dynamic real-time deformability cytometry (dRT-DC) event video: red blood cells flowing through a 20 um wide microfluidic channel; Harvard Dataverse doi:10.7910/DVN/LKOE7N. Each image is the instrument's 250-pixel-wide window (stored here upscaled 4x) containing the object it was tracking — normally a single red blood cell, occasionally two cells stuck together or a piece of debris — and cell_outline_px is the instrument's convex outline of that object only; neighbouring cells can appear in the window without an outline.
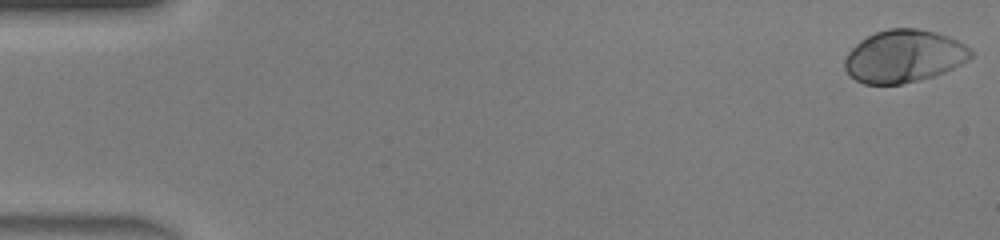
{"species": "human", "species_latin": "Homo sapiens", "temperature_condition": "warm", "stored_images_in_passage": 47, "camera_frame_rate_fps": 3000, "um_per_image_px": 0.085, "donor": {"sex": "male"}, "frame": {"image": 1, "passage_image": 1, "time_ms": 0.0, "image_size_px": [1000, 240], "cell_outline_px": [[972, 56], [968, 60], [944, 72], [932, 76], [900, 84], [864, 84], [848, 76], [844, 68], [844, 60], [848, 52], [860, 40], [876, 32], [888, 28], [916, 28], [936, 32], [948, 36], [972, 48]], "centroid_in_image_um": [76.81, 4.77], "position_along_channel_um": 8.2, "area_um2": 38.61}}
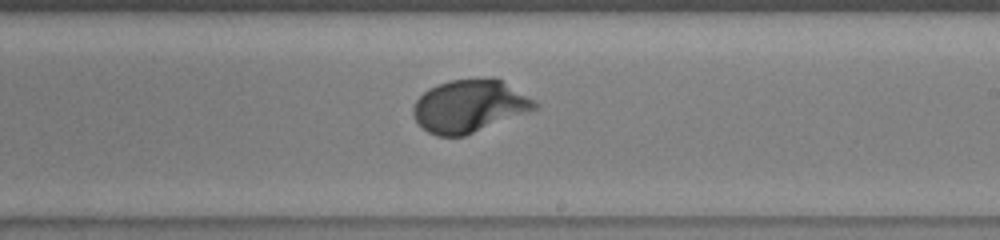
{"frame": {"image": 2, "passage_image": 28, "time_ms": 9.0, "image_size_px": [1000, 240], "cell_outline_px": [[540, 104], [536, 108], [464, 136], [436, 136], [428, 132], [416, 120], [412, 112], [412, 108], [416, 100], [424, 92], [448, 80], [492, 76], [500, 80]], "centroid_in_image_um": [39.86, 9.0], "position_along_channel_um": 249.1, "area_um2": 36.7}}
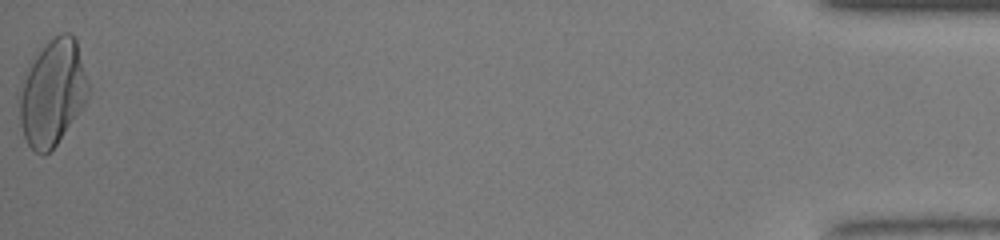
{"frame": {"image": 3, "passage_image": 47, "time_ms": 15.333, "image_size_px": [1000, 240], "cell_outline_px": [[88, 96], [84, 104], [56, 144], [44, 156], [36, 152], [28, 144], [24, 136], [20, 124], [16, 92], [40, 48], [48, 40], [60, 32], [68, 32], [76, 40], [88, 80]], "centroid_in_image_um": [4.42, 7.86], "position_along_channel_um": 430.8, "area_um2": 42.43}, "authors_computed_cell_mechanics": {"area_um2": 36.8186, "velocity_mm_per_s": 4.4145, "shape_relaxation_time_tau1_ms": 2.4079, "shape_relaxation_time_tau2_ms": null, "deformation_change_tau1": 0.1758, "deformation_change_tau2": null}}